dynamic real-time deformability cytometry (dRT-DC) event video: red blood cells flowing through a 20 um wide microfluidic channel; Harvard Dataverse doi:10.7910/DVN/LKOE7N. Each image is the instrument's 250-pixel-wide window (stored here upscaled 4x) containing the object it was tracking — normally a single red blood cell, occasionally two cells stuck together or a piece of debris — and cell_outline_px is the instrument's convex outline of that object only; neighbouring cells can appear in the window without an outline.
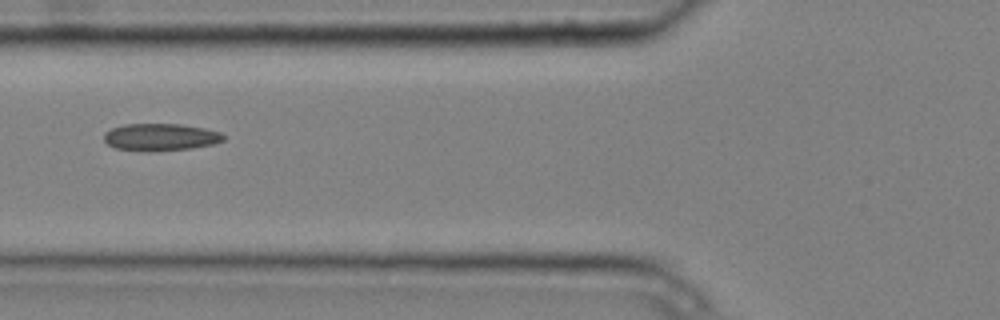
{"species": "common noctule bat (a hibernating species)", "species_latin": "Nyctalus noctula", "temperature_condition": "cold", "stored_images_in_passage": 6, "camera_frame_rate_fps": 3000, "um_per_image_px": 0.085, "animal": {"sex": "male", "body_mass_g": 20.4}, "frame": {"image": 1, "passage_image": 5, "time_ms": 1.333, "image_size_px": [1000, 320], "cell_outline_px": [[224, 140], [212, 144], [192, 148], [116, 148], [108, 144], [104, 140], [104, 132], [112, 128], [124, 124], [180, 124], [204, 128], [220, 132], [224, 136]], "centroid_in_image_um": [13.66, 11.59], "position_along_channel_um": 112.1, "area_um2": 17.86}}
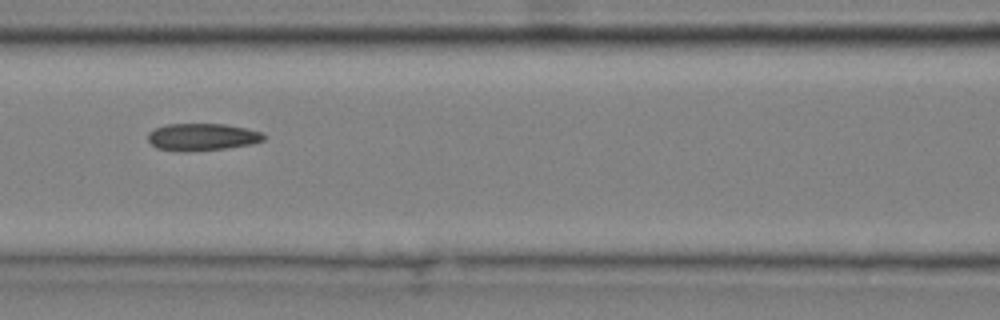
{"frame": {"image": 2, "passage_image": 6, "time_ms": 1.667, "image_size_px": [1000, 320], "cell_outline_px": [[264, 140], [252, 144], [228, 148], [184, 152], [156, 148], [148, 140], [148, 132], [156, 128], [168, 124], [224, 124], [244, 128], [260, 132], [264, 136]], "centroid_in_image_um": [17.16, 11.65], "position_along_channel_um": 149.4, "area_um2": 18.26}}